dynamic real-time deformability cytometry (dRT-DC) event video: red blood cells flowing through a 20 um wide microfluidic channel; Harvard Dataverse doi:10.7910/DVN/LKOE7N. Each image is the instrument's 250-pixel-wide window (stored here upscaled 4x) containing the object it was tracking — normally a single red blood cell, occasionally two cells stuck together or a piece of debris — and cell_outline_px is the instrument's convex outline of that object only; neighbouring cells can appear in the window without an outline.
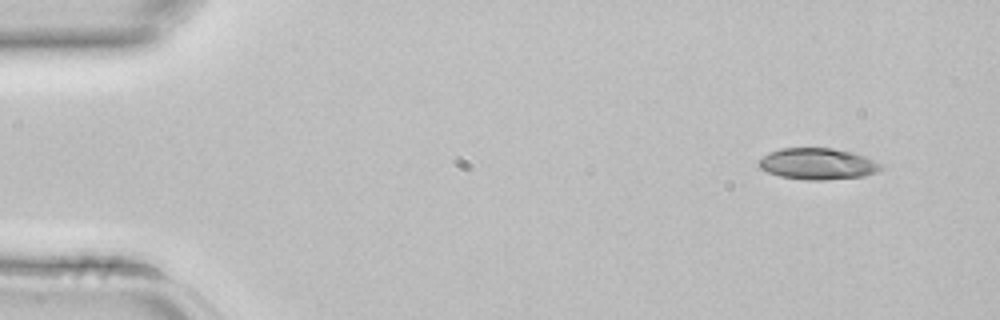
{"species": "common noctule bat (a hibernating species)", "species_latin": "Nyctalus noctula", "temperature_condition": "room temperature", "stored_images_in_passage": 3, "segment_of_instrument_passage": [2, 2], "camera_frame_rate_fps": 3000, "um_per_image_px": 0.085, "animal": {"sex": "female", "body_mass_g": 22.7, "forearm_length_mm": 54.2}, "frame": {"image": 1, "passage_image": 3, "time_ms": 0.667, "image_size_px": [1000, 320], "cell_outline_px": [[884, 168], [876, 172], [864, 176], [824, 180], [804, 180], [780, 176], [768, 172], [760, 168], [756, 164], [768, 152], [780, 148], [832, 148], [852, 152], [864, 156], [884, 164]], "centroid_in_image_um": [69.51, 13.93], "position_along_channel_um": 15.5, "area_um2": 22.48}}